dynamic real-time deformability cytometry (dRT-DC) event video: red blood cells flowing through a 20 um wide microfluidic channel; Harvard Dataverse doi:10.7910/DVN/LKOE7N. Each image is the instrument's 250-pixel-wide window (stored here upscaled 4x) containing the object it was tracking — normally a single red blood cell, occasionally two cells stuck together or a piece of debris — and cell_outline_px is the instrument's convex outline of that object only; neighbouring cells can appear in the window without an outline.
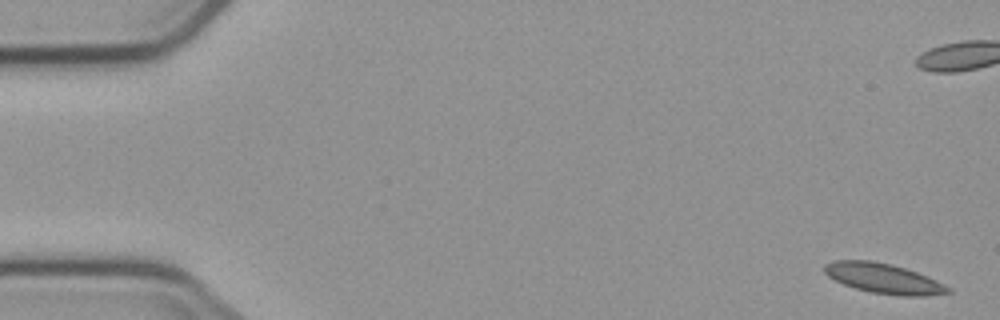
{"species": "common noctule bat (a hibernating species)", "species_latin": "Nyctalus noctula", "temperature_condition": "cold", "stored_images_in_passage": 6, "segment_of_instrument_passage": [1, 2], "camera_frame_rate_fps": 3000, "um_per_image_px": 0.085, "animal": {"sex": "male", "body_mass_g": 23.1, "forearm_length_mm": 52.7}, "frame": {"image": 1, "passage_image": 1, "time_ms": 0.0, "image_size_px": [1000, 320], "cell_outline_px": [[952, 292], [924, 296], [904, 296], [872, 292], [856, 288], [844, 284], [828, 276], [824, 272], [824, 264], [832, 260], [872, 260], [892, 264], [928, 276], [952, 288]], "centroid_in_image_um": [75.11, 23.65], "position_along_channel_um": 9.9, "area_um2": 21.56}}
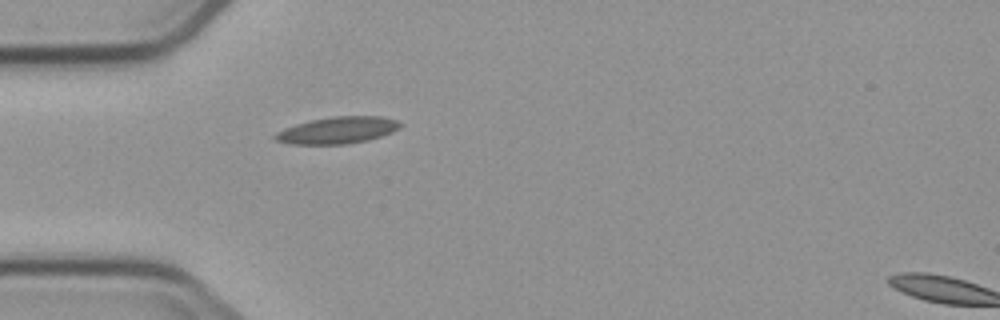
{"frame": {"image": 2, "passage_image": 5, "time_ms": 6.0, "image_size_px": [1000, 320], "cell_outline_px": [[404, 124], [400, 128], [392, 132], [368, 140], [344, 144], [292, 144], [276, 140], [272, 136], [276, 132], [284, 128], [308, 120], [332, 116], [384, 116], [396, 120]], "centroid_in_image_um": [28.7, 11.06], "position_along_channel_um": 56.3, "area_um2": 19.65}}